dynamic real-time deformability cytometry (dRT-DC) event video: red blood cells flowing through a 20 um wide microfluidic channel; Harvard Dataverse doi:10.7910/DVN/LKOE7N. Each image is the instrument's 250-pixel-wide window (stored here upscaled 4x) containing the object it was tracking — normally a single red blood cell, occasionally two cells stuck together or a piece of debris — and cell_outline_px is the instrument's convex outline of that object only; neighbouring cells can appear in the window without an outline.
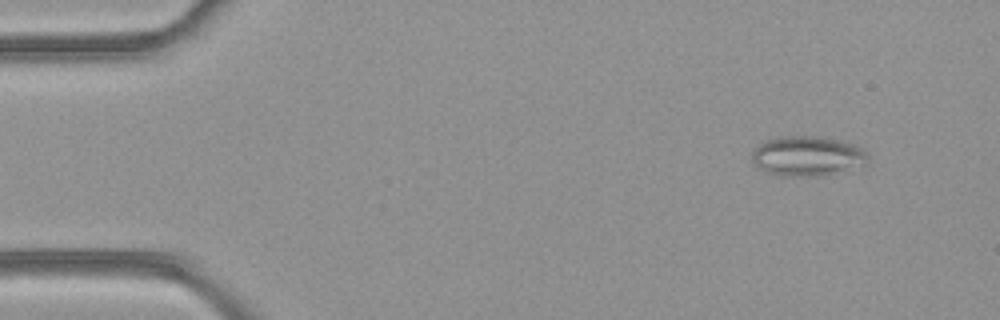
{"species": "common noctule bat (a hibernating species)", "species_latin": "Nyctalus noctula", "temperature_condition": "room temperature", "stored_images_in_passage": 6, "camera_frame_rate_fps": 3000, "um_per_image_px": 0.085, "animal": {"sex": "female", "body_mass_g": 21.9}, "frame": {"image": 1, "passage_image": 1, "time_ms": 0.0, "image_size_px": [1000, 320], "cell_outline_px": [[868, 164], [820, 176], [780, 176], [768, 172], [752, 164], [752, 152], [760, 144], [768, 140], [780, 136], [824, 136], [856, 144], [868, 156]], "centroid_in_image_um": [68.63, 13.26], "position_along_channel_um": 16.4, "area_um2": 26.99}}